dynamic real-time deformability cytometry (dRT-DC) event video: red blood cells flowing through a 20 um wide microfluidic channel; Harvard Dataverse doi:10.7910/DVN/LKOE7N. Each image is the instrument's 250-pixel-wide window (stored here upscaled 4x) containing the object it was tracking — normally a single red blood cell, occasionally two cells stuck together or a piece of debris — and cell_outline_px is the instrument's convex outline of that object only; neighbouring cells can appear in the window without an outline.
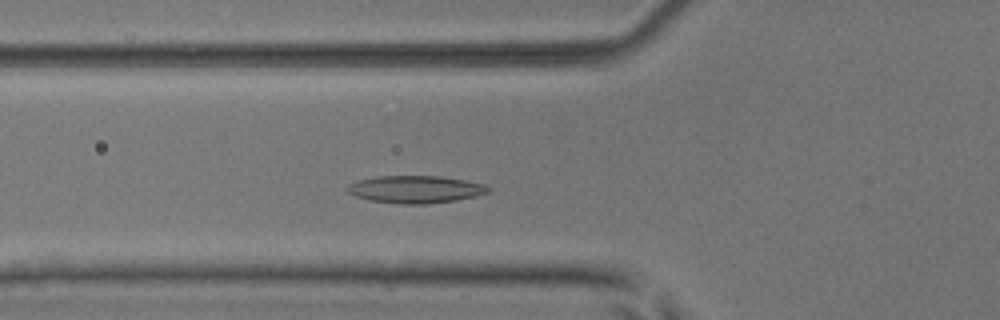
{"species": "common noctule bat (a hibernating species)", "species_latin": "Nyctalus noctula", "temperature_condition": "room temperature", "stored_images_in_passage": 34, "camera_frame_rate_fps": 3000, "um_per_image_px": 0.085, "animal": {"sex": "male", "body_mass_g": 17.9, "forearm_length_mm": 54.2}, "frame": {"image": 1, "passage_image": 11, "time_ms": 3.333, "image_size_px": [1000, 320], "cell_outline_px": [[488, 192], [476, 196], [456, 200], [428, 204], [400, 204], [368, 200], [356, 196], [348, 192], [344, 188], [348, 184], [360, 180], [376, 176], [440, 176], [464, 180], [484, 184], [488, 188]], "centroid_in_image_um": [35.27, 16.1], "position_along_channel_um": 90.5, "area_um2": 22.48}}
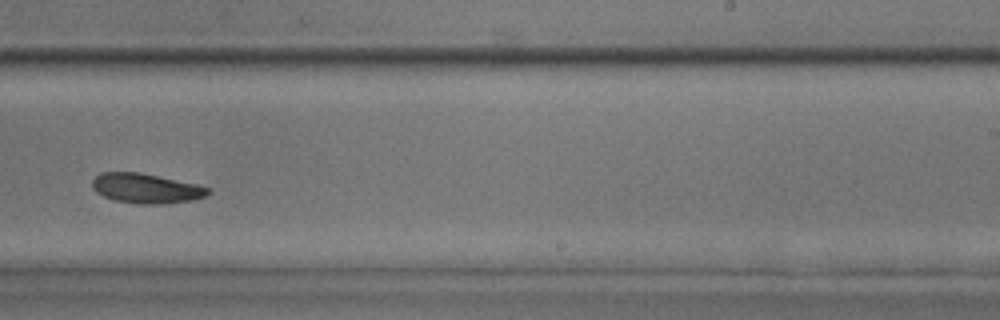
{"frame": {"image": 2, "passage_image": 25, "time_ms": 8.0, "image_size_px": [1000, 320], "cell_outline_px": [[212, 192], [204, 196], [192, 200], [160, 204], [136, 204], [112, 200], [96, 192], [92, 188], [92, 180], [100, 172], [140, 172], [196, 184], [212, 188]], "centroid_in_image_um": [12.4, 16.01], "position_along_channel_um": 276.6, "area_um2": 20.23}}
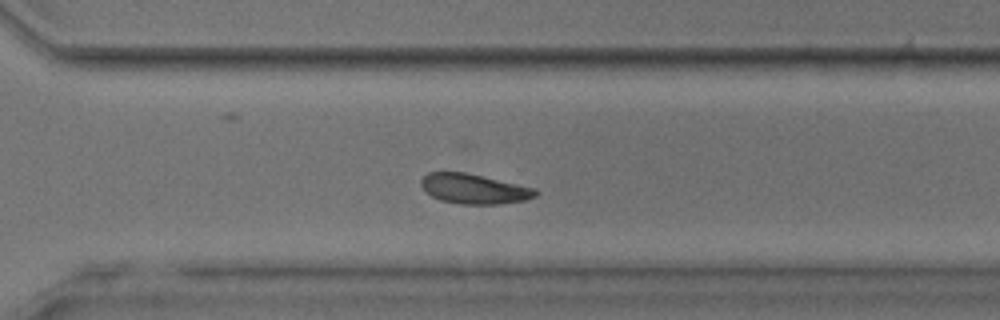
{"frame": {"image": 3, "passage_image": 29, "time_ms": 9.333, "image_size_px": [1000, 320], "cell_outline_px": [[540, 192], [536, 196], [524, 200], [500, 204], [460, 204], [440, 200], [424, 192], [420, 184], [420, 180], [428, 172], [464, 172], [484, 176], [536, 188]], "centroid_in_image_um": [40.28, 16.05], "position_along_channel_um": 330.3, "area_um2": 20.11}, "authors_computed_cell_mechanics": {"area_um2": 21.0103, "velocity_mm_per_s": 4.0031, "shape_relaxation_time_tau1_ms": 4.4322, "shape_relaxation_time_tau2_ms": 5.3179, "deformation_change_tau1": 0.0954, "deformation_change_tau2": 0.0985}}